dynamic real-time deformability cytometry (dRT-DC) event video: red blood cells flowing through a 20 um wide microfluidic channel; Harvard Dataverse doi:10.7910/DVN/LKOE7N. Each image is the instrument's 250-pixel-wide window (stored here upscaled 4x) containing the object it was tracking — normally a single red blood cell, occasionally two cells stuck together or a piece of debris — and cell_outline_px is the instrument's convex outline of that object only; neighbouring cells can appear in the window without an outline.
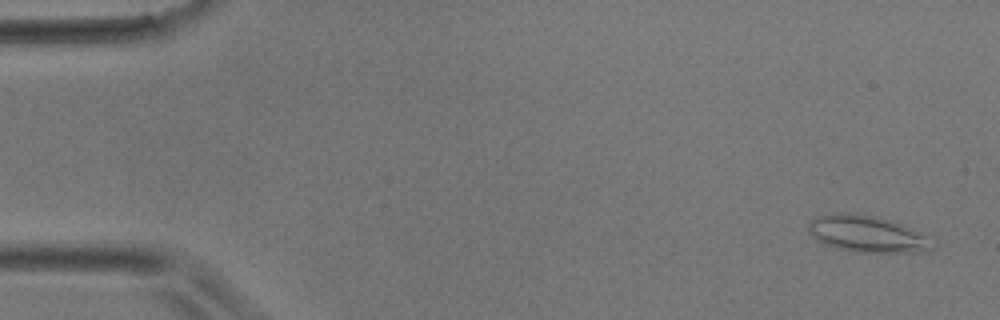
{"species": "common noctule bat (a hibernating species)", "species_latin": "Nyctalus noctula", "temperature_condition": "room temperature", "stored_images_in_passage": 3, "camera_frame_rate_fps": 3000, "um_per_image_px": 0.085, "animal": {"sex": "male", "body_mass_g": 17.9}, "frame": {"image": 1, "passage_image": 1, "time_ms": 0.0, "image_size_px": [1000, 320], "cell_outline_px": [[932, 248], [924, 252], [856, 252], [840, 248], [828, 244], [812, 236], [808, 232], [808, 224], [816, 216], [832, 212], [844, 212], [876, 216], [892, 220], [904, 224], [912, 228], [924, 236]], "centroid_in_image_um": [73.65, 19.85], "position_along_channel_um": 11.3, "area_um2": 26.07}}